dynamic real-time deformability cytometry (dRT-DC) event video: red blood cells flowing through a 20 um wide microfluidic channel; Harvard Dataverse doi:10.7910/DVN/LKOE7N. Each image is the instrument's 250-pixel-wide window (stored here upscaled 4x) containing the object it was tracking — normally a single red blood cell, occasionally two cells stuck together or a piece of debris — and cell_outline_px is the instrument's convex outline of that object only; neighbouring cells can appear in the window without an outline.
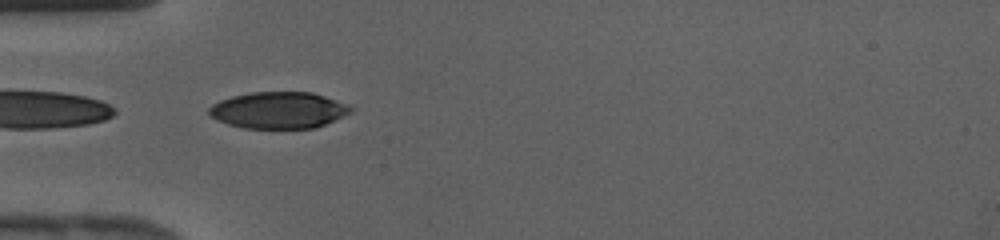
{"species": "human", "species_latin": "Homo sapiens", "temperature_condition": "cold", "stored_images_in_passage": 30, "camera_frame_rate_fps": 3000, "um_per_image_px": 0.085, "donor": {"sex": "female"}, "frame": {"image": 1, "passage_image": 1, "time_ms": 0.0, "image_size_px": [1000, 240], "cell_outline_px": [[352, 112], [316, 128], [244, 128], [228, 124], [216, 120], [208, 116], [208, 108], [212, 104], [220, 100], [232, 96], [252, 92], [312, 92], [348, 104], [352, 108]], "centroid_in_image_um": [23.65, 9.36], "position_along_channel_um": 61.4, "area_um2": 30.29}}
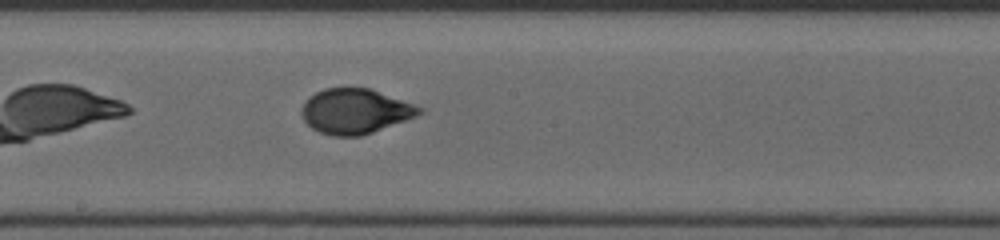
{"frame": {"image": 2, "passage_image": 11, "time_ms": 3.333, "image_size_px": [1000, 240], "cell_outline_px": [[424, 112], [416, 116], [372, 132], [360, 136], [332, 136], [320, 132], [312, 128], [304, 120], [300, 112], [308, 96], [324, 88], [372, 88], [424, 108]], "centroid_in_image_um": [30.19, 9.44], "position_along_channel_um": 218.0, "area_um2": 30.81}}
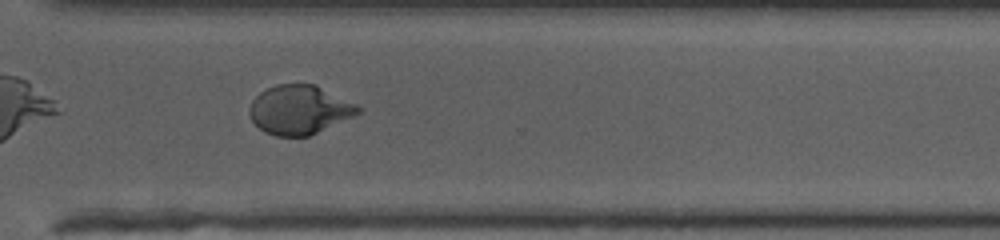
{"frame": {"image": 3, "passage_image": 19, "time_ms": 6.0, "image_size_px": [1000, 240], "cell_outline_px": [[364, 108], [360, 112], [352, 116], [308, 136], [276, 136], [264, 132], [252, 120], [248, 112], [248, 108], [252, 100], [260, 92], [276, 84], [316, 84]], "centroid_in_image_um": [25.43, 9.31], "position_along_channel_um": 345.2, "area_um2": 30.87}}